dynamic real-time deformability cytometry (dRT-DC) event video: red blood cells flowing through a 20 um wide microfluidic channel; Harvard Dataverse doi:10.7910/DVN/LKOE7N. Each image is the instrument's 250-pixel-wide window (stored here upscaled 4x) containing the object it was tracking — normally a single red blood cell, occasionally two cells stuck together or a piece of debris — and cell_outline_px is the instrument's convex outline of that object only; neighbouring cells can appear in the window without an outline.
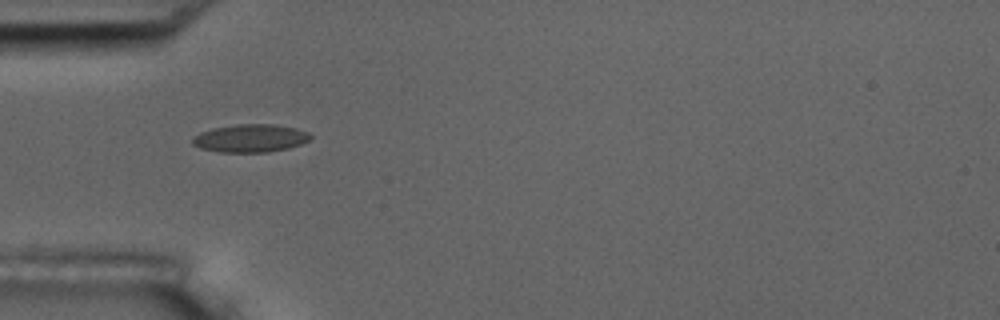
{"species": "common noctule bat (a hibernating species)", "species_latin": "Nyctalus noctula", "temperature_condition": "room temperature", "stored_images_in_passage": 15, "camera_frame_rate_fps": 3000, "um_per_image_px": 0.085, "animal": {"sex": "male", "body_mass_g": 17.5, "forearm_length_mm": 52.3}, "frame": {"image": 1, "passage_image": 5, "time_ms": 5.333, "image_size_px": [1000, 320], "cell_outline_px": [[312, 136], [308, 140], [300, 144], [288, 148], [268, 152], [220, 152], [200, 148], [192, 144], [192, 136], [200, 132], [212, 128], [236, 124], [272, 124], [296, 128], [308, 132]], "centroid_in_image_um": [21.25, 11.74], "position_along_channel_um": 63.8, "area_um2": 19.25}}
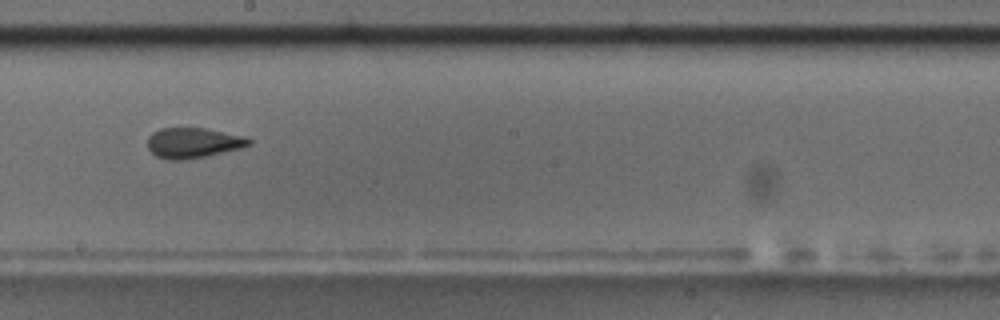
{"frame": {"image": 2, "passage_image": 9, "time_ms": 10.0, "image_size_px": [1000, 320], "cell_outline_px": [[252, 144], [240, 148], [204, 156], [184, 160], [168, 160], [156, 156], [148, 148], [148, 136], [152, 132], [160, 128], [204, 128], [244, 136], [252, 140]], "centroid_in_image_um": [16.39, 12.14], "position_along_channel_um": 231.8, "area_um2": 17.8}, "authors_computed_cell_mechanics": {"area_um2": 17.8024, "velocity_mm_per_s": 3.624, "shape_relaxation_time_tau1_ms": 8.5329, "shape_relaxation_time_tau2_ms": 1.4138, "deformation_change_tau1": 0.1429, "deformation_change_tau2": 0.0434}}